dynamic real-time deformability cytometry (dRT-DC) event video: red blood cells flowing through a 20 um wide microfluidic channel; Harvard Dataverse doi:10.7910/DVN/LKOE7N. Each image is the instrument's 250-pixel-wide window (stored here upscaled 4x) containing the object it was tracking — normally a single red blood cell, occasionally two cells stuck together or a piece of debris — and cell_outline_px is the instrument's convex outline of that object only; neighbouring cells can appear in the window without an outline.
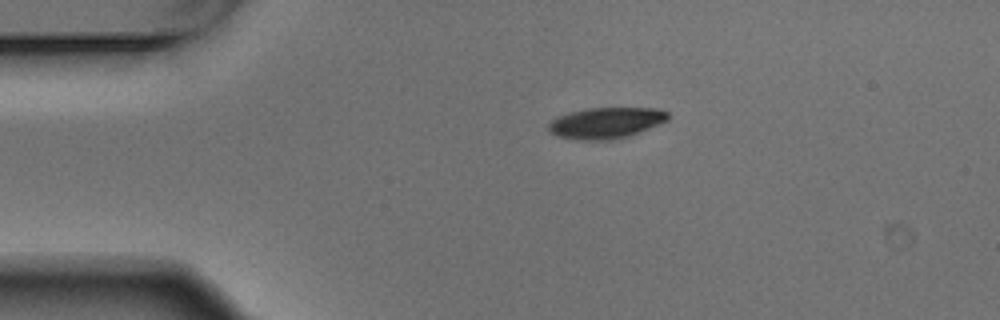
{"species": "Egyptian fruit bat (a non-hibernating species)", "species_latin": "Rousettus aegyptiacus", "temperature_condition": "warm", "stored_images_in_passage": 4, "camera_frame_rate_fps": 3000, "um_per_image_px": 0.085, "animal": {"sex": "male"}, "frame": {"image": 1, "passage_image": 2, "time_ms": 0.333, "image_size_px": [1000, 320], "cell_outline_px": [[668, 120], [628, 136], [608, 140], [580, 140], [560, 136], [548, 132], [548, 124], [552, 120], [560, 116], [572, 112], [588, 108], [660, 108], [668, 112]], "centroid_in_image_um": [51.52, 10.44], "position_along_channel_um": 33.5, "area_um2": 21.33}}
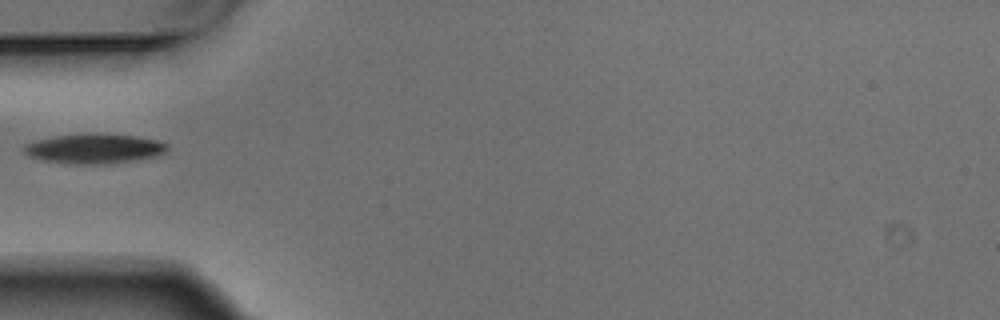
{"frame": {"image": 2, "passage_image": 4, "time_ms": 1.0, "image_size_px": [1000, 320], "cell_outline_px": [[168, 152], [156, 156], [108, 164], [72, 164], [44, 160], [28, 156], [24, 152], [24, 144], [36, 140], [56, 136], [92, 132], [136, 136], [156, 140], [168, 144]], "centroid_in_image_um": [8.02, 12.62], "position_along_channel_um": 77.0, "area_um2": 25.03}}